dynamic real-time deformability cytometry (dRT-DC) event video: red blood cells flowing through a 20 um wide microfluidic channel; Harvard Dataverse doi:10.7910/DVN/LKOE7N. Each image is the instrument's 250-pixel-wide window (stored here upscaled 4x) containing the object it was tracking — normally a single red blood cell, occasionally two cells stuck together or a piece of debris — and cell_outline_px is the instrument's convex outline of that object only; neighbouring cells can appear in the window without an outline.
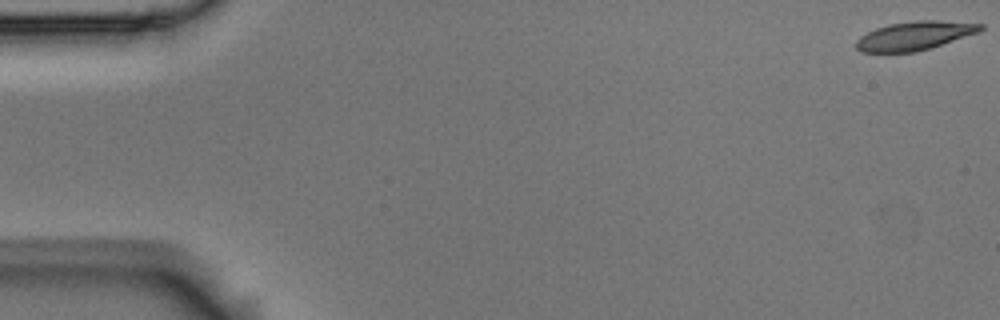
{"species": "Egyptian fruit bat (a non-hibernating species)", "species_latin": "Rousettus aegyptiacus", "temperature_condition": "room temperature", "stored_images_in_passage": 7, "camera_frame_rate_fps": 3000, "um_per_image_px": 0.085, "animal": {"sex": "male"}, "frame": {"image": 1, "passage_image": 1, "time_ms": 0.0, "image_size_px": [1000, 320], "cell_outline_px": [[984, 28], [980, 32], [916, 52], [860, 52], [856, 48], [856, 40], [860, 36], [876, 28], [892, 24], [916, 20], [940, 20], [984, 24]], "centroid_in_image_um": [77.76, 3.03], "position_along_channel_um": 7.2, "area_um2": 20.69}}
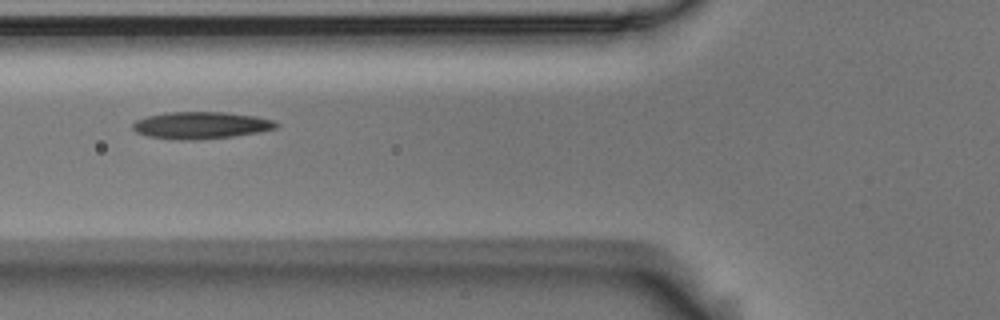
{"frame": {"image": 2, "passage_image": 6, "time_ms": 1.667, "image_size_px": [1000, 320], "cell_outline_px": [[280, 124], [276, 128], [260, 132], [232, 136], [192, 140], [188, 140], [148, 136], [136, 132], [132, 128], [132, 124], [136, 120], [148, 116], [168, 112], [224, 112], [256, 116], [276, 120]], "centroid_in_image_um": [17.13, 10.64], "position_along_channel_um": 108.7, "area_um2": 22.48}}
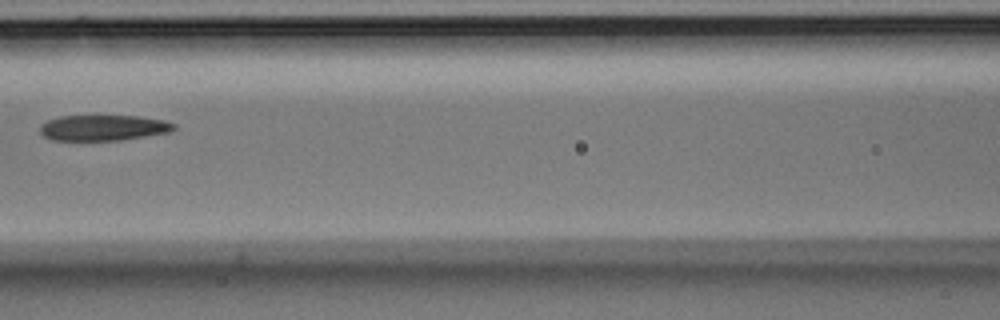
{"frame": {"image": 3, "passage_image": 7, "time_ms": 2.0, "image_size_px": [1000, 320], "cell_outline_px": [[176, 128], [168, 132], [120, 140], [52, 140], [44, 136], [40, 132], [40, 124], [48, 120], [60, 116], [136, 116], [164, 120], [176, 124]], "centroid_in_image_um": [8.76, 10.85], "position_along_channel_um": 157.8, "area_um2": 19.88}}